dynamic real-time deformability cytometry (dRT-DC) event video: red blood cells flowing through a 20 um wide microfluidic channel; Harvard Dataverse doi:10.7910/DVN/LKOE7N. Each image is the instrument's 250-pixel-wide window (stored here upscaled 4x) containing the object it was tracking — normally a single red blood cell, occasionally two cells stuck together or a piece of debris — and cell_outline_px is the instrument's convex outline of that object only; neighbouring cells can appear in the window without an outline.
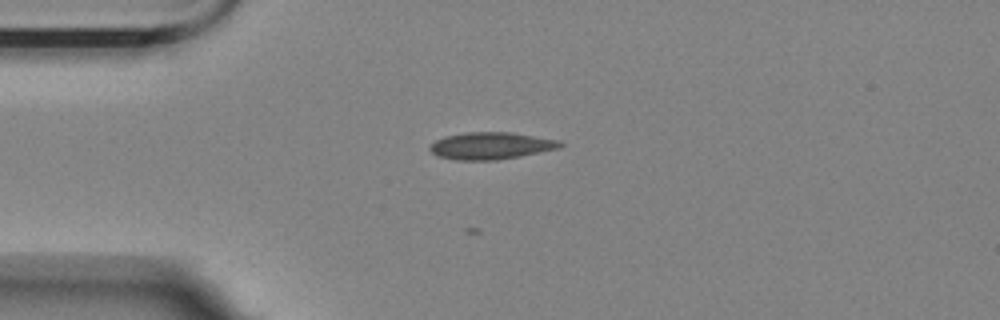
{"species": "Egyptian fruit bat (a non-hibernating species)", "species_latin": "Rousettus aegyptiacus", "temperature_condition": "room temperature", "stored_images_in_passage": 1, "camera_frame_rate_fps": 3000, "um_per_image_px": 0.085, "animal": {"sex": "female"}, "frame": {"image": 1, "passage_image": 1, "time_ms": 0.0, "image_size_px": [1000, 320], "cell_outline_px": [[564, 144], [560, 148], [520, 156], [496, 160], [456, 160], [440, 156], [432, 152], [428, 148], [436, 140], [444, 136], [464, 132], [512, 132], [560, 140]], "centroid_in_image_um": [41.75, 12.38], "position_along_channel_um": 43.2, "area_um2": 20.58}}